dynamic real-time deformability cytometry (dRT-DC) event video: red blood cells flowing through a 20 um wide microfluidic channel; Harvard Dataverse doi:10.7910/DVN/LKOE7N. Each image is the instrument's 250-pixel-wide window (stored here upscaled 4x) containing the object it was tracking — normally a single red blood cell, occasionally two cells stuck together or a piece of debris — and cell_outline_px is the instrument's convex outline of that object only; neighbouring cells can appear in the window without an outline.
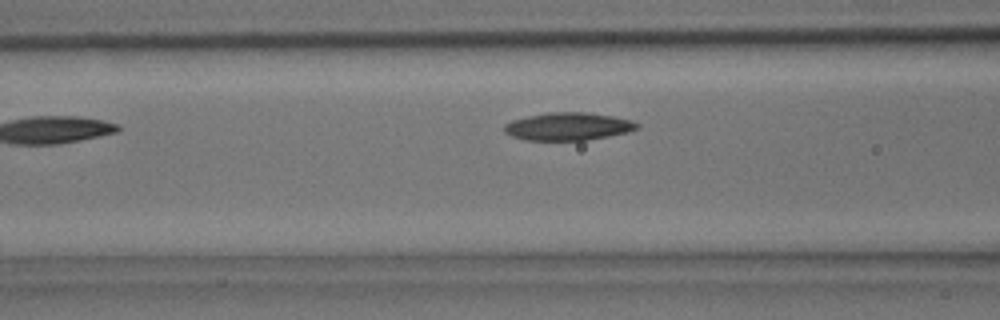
{"species": "common noctule bat (a hibernating species)", "species_latin": "Nyctalus noctula", "temperature_condition": "room temperature", "stored_images_in_passage": 6, "camera_frame_rate_fps": 3000, "um_per_image_px": 0.085, "animal": {"sex": "male", "body_mass_g": 15.6}, "frame": {"image": 1, "passage_image": 6, "time_ms": 1.667, "image_size_px": [1000, 320], "cell_outline_px": [[640, 128], [628, 132], [608, 136], [584, 140], [524, 140], [512, 136], [504, 132], [504, 124], [512, 120], [528, 116], [548, 112], [584, 112], [612, 116], [632, 120], [640, 124]], "centroid_in_image_um": [48.3, 10.74], "position_along_channel_um": 118.3, "area_um2": 21.5}}